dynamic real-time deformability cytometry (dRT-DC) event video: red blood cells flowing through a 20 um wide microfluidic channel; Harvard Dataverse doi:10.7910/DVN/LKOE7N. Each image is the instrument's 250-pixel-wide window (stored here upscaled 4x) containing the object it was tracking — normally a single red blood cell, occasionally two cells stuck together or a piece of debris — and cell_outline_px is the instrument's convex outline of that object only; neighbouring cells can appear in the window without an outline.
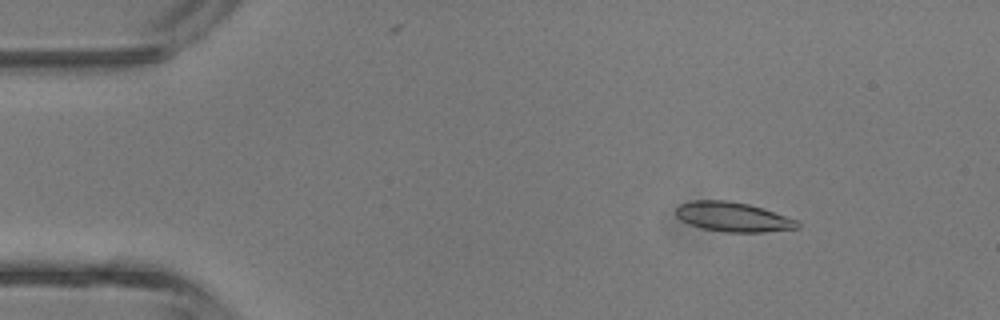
{"species": "common noctule bat (a hibernating species)", "species_latin": "Nyctalus noctula", "temperature_condition": "room temperature", "stored_images_in_passage": 40, "camera_frame_rate_fps": 3000, "um_per_image_px": 0.085, "animal": {"sex": "male", "body_mass_g": 13.3}, "frame": {"image": 1, "passage_image": 5, "time_ms": 1.333, "image_size_px": [1000, 320], "cell_outline_px": [[800, 228], [764, 232], [724, 232], [700, 228], [688, 224], [680, 220], [676, 216], [676, 208], [680, 204], [692, 200], [728, 200], [748, 204], [764, 208], [796, 220], [800, 224]], "centroid_in_image_um": [62.28, 18.44], "position_along_channel_um": 22.7, "area_um2": 21.1}}
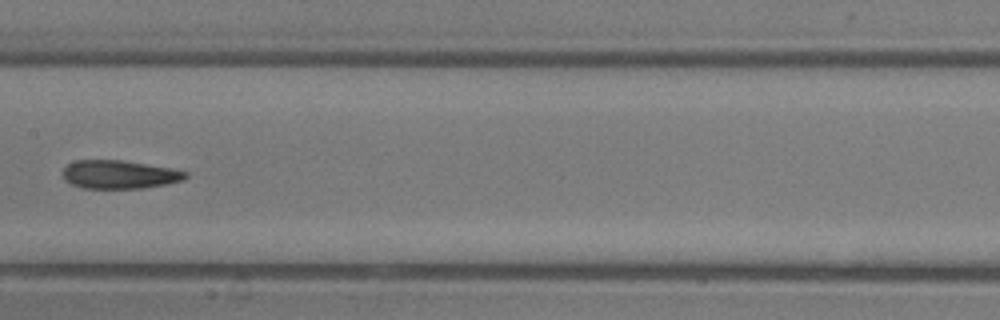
{"frame": {"image": 2, "passage_image": 20, "time_ms": 6.333, "image_size_px": [1000, 320], "cell_outline_px": [[188, 176], [180, 180], [164, 184], [144, 188], [84, 188], [72, 184], [64, 180], [60, 172], [68, 164], [76, 160], [120, 160], [172, 168], [188, 172]], "centroid_in_image_um": [10.09, 14.82], "position_along_channel_um": 197.3, "area_um2": 20.23}}
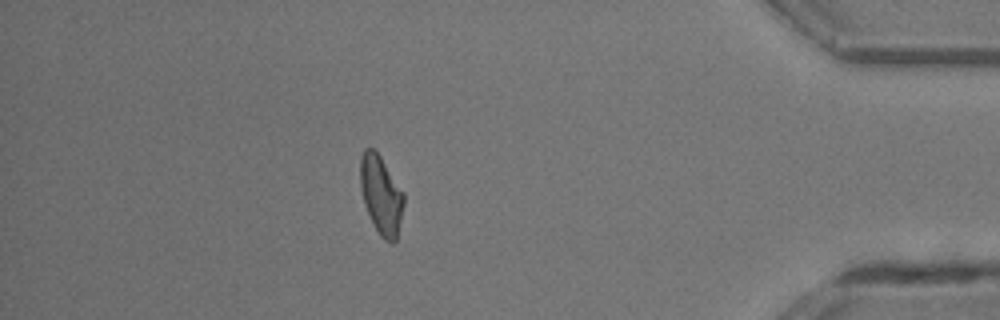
{"frame": {"image": 3, "passage_image": 35, "time_ms": 11.333, "image_size_px": [1000, 320], "cell_outline_px": [[404, 204], [396, 240], [392, 244], [384, 240], [380, 236], [364, 204], [360, 188], [360, 156], [364, 148], [372, 148], [380, 156], [404, 192]], "centroid_in_image_um": [32.39, 16.56], "position_along_channel_um": 402.8, "area_um2": 19.88}}